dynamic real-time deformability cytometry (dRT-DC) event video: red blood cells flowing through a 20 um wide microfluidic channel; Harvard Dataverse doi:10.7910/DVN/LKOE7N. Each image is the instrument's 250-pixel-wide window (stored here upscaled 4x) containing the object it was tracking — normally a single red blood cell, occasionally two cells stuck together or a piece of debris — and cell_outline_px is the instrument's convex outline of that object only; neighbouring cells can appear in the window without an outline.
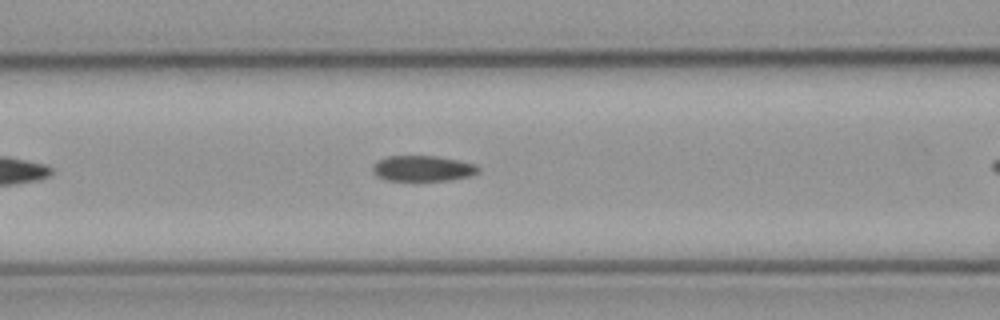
{"species": "common noctule bat (a hibernating species)", "species_latin": "Nyctalus noctula", "temperature_condition": "cold", "stored_images_in_passage": 26, "camera_frame_rate_fps": 3000, "um_per_image_px": 0.085, "animal": {"sex": "male", "body_mass_g": 23.1, "forearm_length_mm": 52.7}, "frame": {"image": 1, "passage_image": 12, "time_ms": 3.667, "image_size_px": [1000, 320], "cell_outline_px": [[480, 172], [472, 176], [448, 180], [388, 180], [376, 176], [372, 172], [372, 164], [376, 160], [388, 156], [436, 156], [460, 160], [476, 164], [480, 168]], "centroid_in_image_um": [35.94, 14.31], "position_along_channel_um": 130.7, "area_um2": 16.01}}
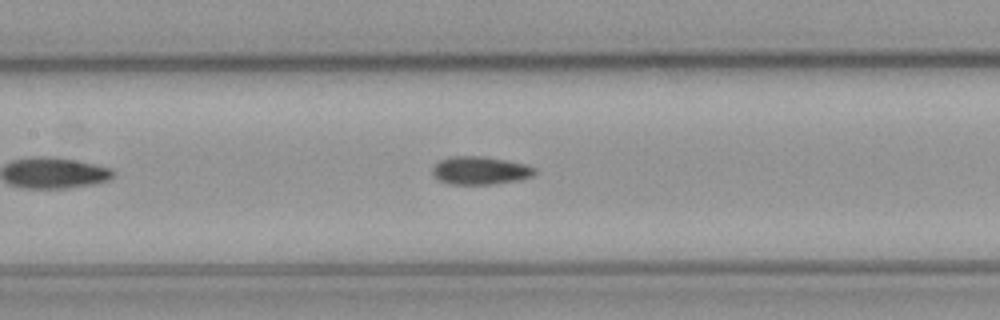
{"frame": {"image": 2, "passage_image": 15, "time_ms": 4.667, "image_size_px": [1000, 320], "cell_outline_px": [[536, 172], [532, 176], [516, 180], [492, 184], [448, 184], [432, 176], [432, 168], [440, 160], [452, 156], [480, 156], [504, 160], [524, 164], [536, 168]], "centroid_in_image_um": [40.77, 14.49], "position_along_channel_um": 166.6, "area_um2": 16.53}}